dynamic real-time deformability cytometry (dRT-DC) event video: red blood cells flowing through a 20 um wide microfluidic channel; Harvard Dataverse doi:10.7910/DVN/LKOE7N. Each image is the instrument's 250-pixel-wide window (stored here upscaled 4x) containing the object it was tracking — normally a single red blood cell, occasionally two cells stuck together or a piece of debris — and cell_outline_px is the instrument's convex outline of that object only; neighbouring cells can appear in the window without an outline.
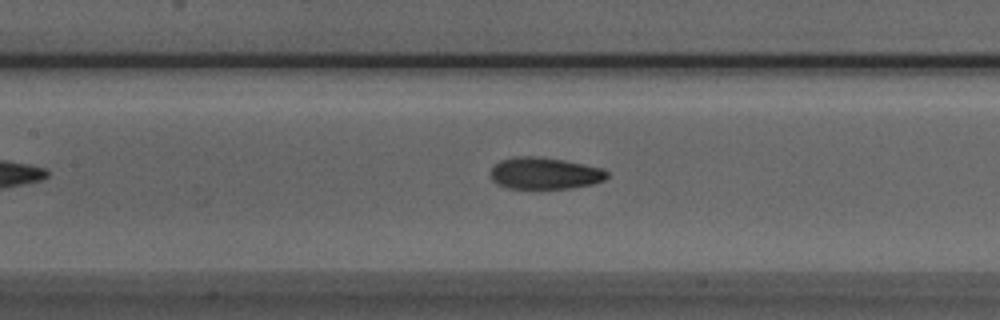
{"species": "Egyptian fruit bat (a non-hibernating species)", "species_latin": "Rousettus aegyptiacus", "temperature_condition": "room temperature", "stored_images_in_passage": 28, "camera_frame_rate_fps": 3000, "um_per_image_px": 0.085, "animal": {"sex": "male"}, "frame": {"image": 1, "passage_image": 14, "time_ms": 4.333, "image_size_px": [1000, 320], "cell_outline_px": [[608, 176], [604, 180], [592, 184], [568, 188], [508, 188], [496, 184], [492, 180], [492, 168], [500, 160], [512, 156], [532, 156], [564, 160], [604, 168], [608, 172]], "centroid_in_image_um": [46.31, 14.72], "position_along_channel_um": 161.1, "area_um2": 21.5}}
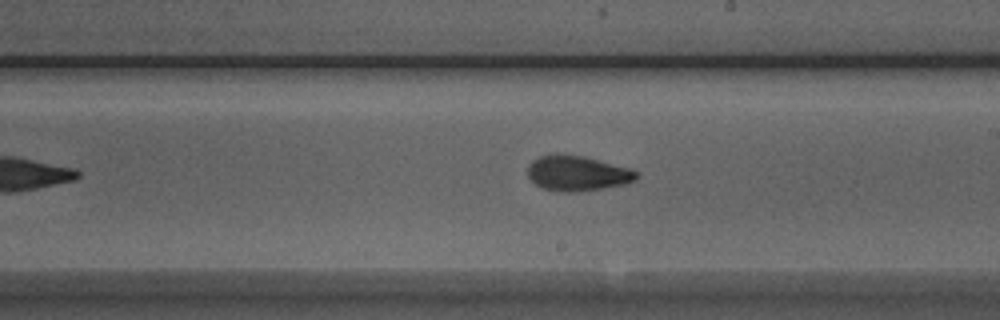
{"frame": {"image": 2, "passage_image": 20, "time_ms": 6.333, "image_size_px": [1000, 320], "cell_outline_px": [[636, 180], [624, 184], [576, 192], [564, 192], [540, 188], [528, 176], [528, 164], [532, 160], [540, 156], [556, 152], [584, 156], [632, 168], [636, 172]], "centroid_in_image_um": [49.04, 14.7], "position_along_channel_um": 240.0, "area_um2": 22.48}}
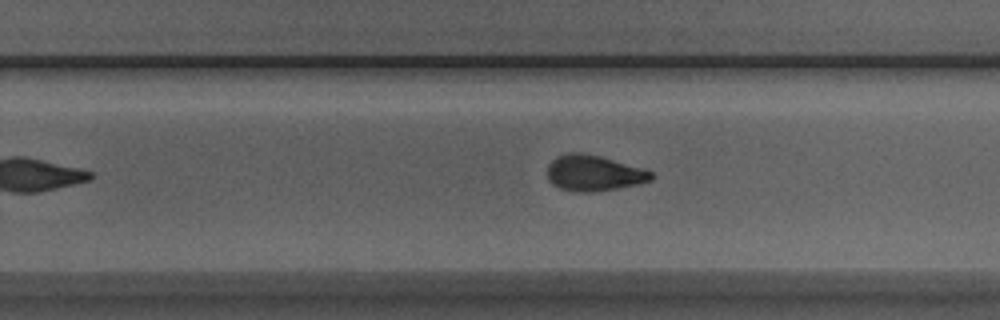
{"frame": {"image": 3, "passage_image": 23, "time_ms": 7.333, "image_size_px": [1000, 320], "cell_outline_px": [[656, 176], [652, 180], [636, 184], [596, 192], [576, 192], [560, 188], [552, 184], [548, 180], [548, 164], [556, 156], [568, 152], [580, 152], [600, 156], [644, 168], [652, 172]], "centroid_in_image_um": [50.47, 14.7], "position_along_channel_um": 279.3, "area_um2": 21.85}}